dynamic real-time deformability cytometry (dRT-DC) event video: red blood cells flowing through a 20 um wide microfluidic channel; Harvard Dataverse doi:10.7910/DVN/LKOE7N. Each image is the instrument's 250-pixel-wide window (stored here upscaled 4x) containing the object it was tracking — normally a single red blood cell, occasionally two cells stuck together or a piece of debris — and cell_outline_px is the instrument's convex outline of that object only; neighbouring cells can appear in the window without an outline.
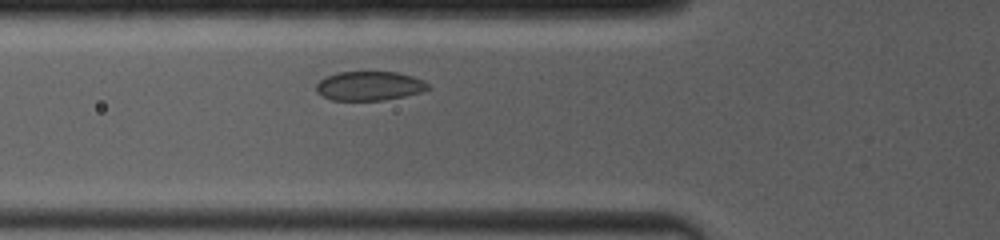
{"species": "common noctule bat (a hibernating species)", "species_latin": "Nyctalus noctula", "temperature_condition": "room temperature", "stored_images_in_passage": 29, "camera_frame_rate_fps": 4000, "um_per_image_px": 0.085, "animal": {"sex": "female", "body_mass_g": 19.0, "forearm_length_mm": 53.3}, "frame": {"image": 1, "passage_image": 3, "time_ms": 1.5, "image_size_px": [1000, 240], "cell_outline_px": [[432, 88], [420, 92], [404, 96], [384, 100], [332, 100], [316, 92], [316, 84], [320, 80], [336, 72], [396, 72], [412, 76], [428, 84]], "centroid_in_image_um": [31.38, 7.3], "position_along_channel_um": 94.4, "area_um2": 18.84}}
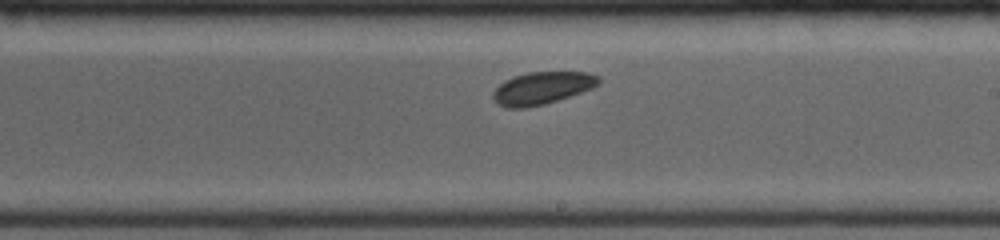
{"frame": {"image": 2, "passage_image": 14, "time_ms": 5.25, "image_size_px": [1000, 240], "cell_outline_px": [[600, 84], [592, 88], [544, 104], [524, 108], [508, 108], [500, 104], [492, 96], [492, 92], [504, 80], [512, 76], [528, 72], [588, 72], [600, 76]], "centroid_in_image_um": [46.08, 7.46], "position_along_channel_um": 242.9, "area_um2": 19.83}}
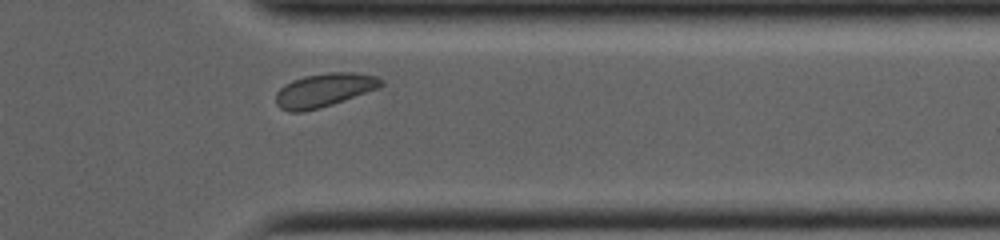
{"frame": {"image": 3, "passage_image": 25, "time_ms": 8.75, "image_size_px": [1000, 240], "cell_outline_px": [[384, 84], [380, 88], [320, 108], [304, 112], [288, 112], [280, 108], [276, 104], [276, 92], [284, 84], [292, 80], [304, 76], [328, 72], [356, 72], [376, 76], [384, 80]], "centroid_in_image_um": [27.56, 7.66], "position_along_channel_um": 383.8, "area_um2": 20.87}, "authors_computed_cell_mechanics": {"area_um2": 20.1144, "velocity_mm_per_s": 3.9791, "shape_relaxation_time_tau1_ms": 0.4206, "shape_relaxation_time_tau2_ms": null, "deformation_change_tau1": 0.0472, "deformation_change_tau2": null}}